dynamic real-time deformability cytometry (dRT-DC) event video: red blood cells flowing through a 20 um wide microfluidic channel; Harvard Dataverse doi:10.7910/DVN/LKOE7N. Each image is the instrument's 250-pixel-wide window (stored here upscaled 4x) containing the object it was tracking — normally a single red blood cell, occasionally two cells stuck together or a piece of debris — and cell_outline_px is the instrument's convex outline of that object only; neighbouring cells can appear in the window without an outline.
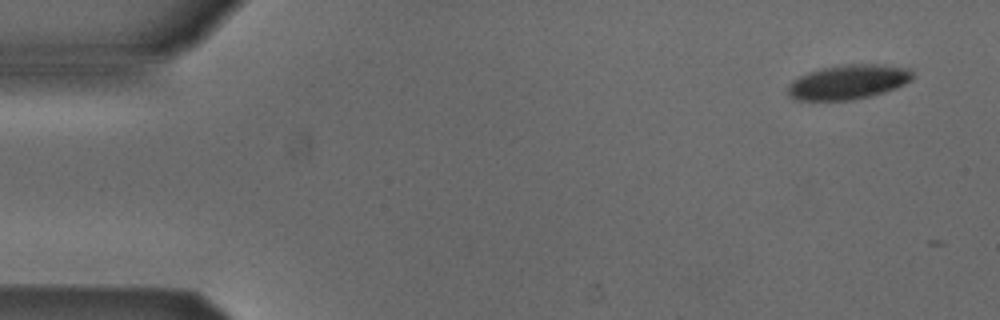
{"species": "Egyptian fruit bat (a non-hibernating species)", "species_latin": "Rousettus aegyptiacus", "temperature_condition": "cold", "stored_images_in_passage": 2, "camera_frame_rate_fps": 3000, "um_per_image_px": 0.085, "animal": {"sex": "male"}, "frame": {"image": 1, "passage_image": 1, "time_ms": 0.0, "image_size_px": [1000, 320], "cell_outline_px": [[912, 80], [904, 84], [884, 92], [872, 96], [852, 100], [792, 100], [788, 96], [788, 84], [792, 80], [808, 72], [820, 68], [840, 64], [880, 64], [908, 68], [912, 72]], "centroid_in_image_um": [72.06, 6.97], "position_along_channel_um": 12.9, "area_um2": 25.32}}